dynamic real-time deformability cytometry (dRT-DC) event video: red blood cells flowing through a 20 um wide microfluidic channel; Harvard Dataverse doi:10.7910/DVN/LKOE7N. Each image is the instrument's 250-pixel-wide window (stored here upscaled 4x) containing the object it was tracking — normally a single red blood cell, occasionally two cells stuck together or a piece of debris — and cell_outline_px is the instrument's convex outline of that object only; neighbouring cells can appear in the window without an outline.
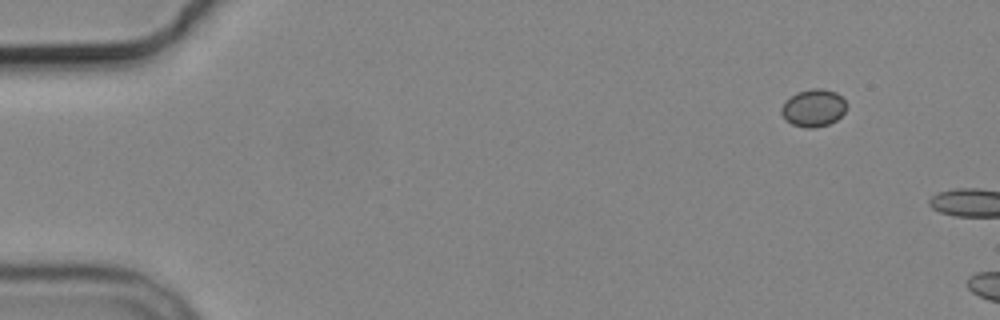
{"species": "common noctule bat (a hibernating species)", "species_latin": "Nyctalus noctula", "temperature_condition": "cold", "stored_images_in_passage": 2, "camera_frame_rate_fps": 3000, "um_per_image_px": 0.085, "animal": {"sex": "male", "body_mass_g": 19.2, "forearm_length_mm": 51.8}, "frame": {"image": 1, "passage_image": 1, "time_ms": 0.0, "image_size_px": [1000, 320], "cell_outline_px": [[848, 104], [844, 112], [836, 120], [828, 124], [816, 128], [804, 128], [792, 124], [780, 112], [780, 108], [784, 100], [796, 92], [812, 88], [824, 88], [836, 92]], "centroid_in_image_um": [69.13, 9.16], "position_along_channel_um": 15.9, "area_um2": 14.39}}